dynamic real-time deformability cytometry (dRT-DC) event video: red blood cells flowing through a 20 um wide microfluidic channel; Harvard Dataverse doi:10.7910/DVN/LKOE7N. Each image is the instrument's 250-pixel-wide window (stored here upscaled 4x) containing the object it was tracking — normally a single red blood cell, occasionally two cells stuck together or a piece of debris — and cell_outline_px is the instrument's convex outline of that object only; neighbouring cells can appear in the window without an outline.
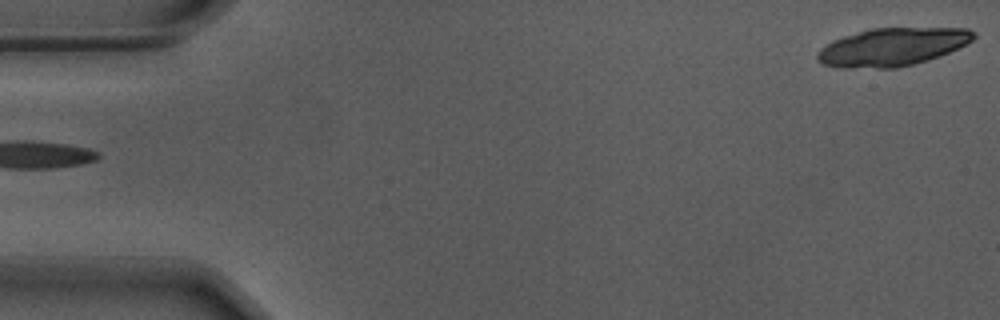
{"species": "Egyptian fruit bat (a non-hibernating species)", "species_latin": "Rousettus aegyptiacus", "temperature_condition": "warm", "stored_images_in_passage": 19, "camera_frame_rate_fps": 3000, "um_per_image_px": 0.085, "animal": {"sex": "male"}, "frame": {"image": 1, "passage_image": 1, "time_ms": 0.0, "image_size_px": [1000, 320], "cell_outline_px": [[976, 36], [968, 44], [928, 60], [896, 68], [840, 68], [824, 64], [816, 60], [816, 52], [820, 48], [832, 40], [844, 36], [872, 28], [968, 28], [976, 32]], "centroid_in_image_um": [75.83, 3.99], "position_along_channel_um": 9.2, "area_um2": 34.68}}